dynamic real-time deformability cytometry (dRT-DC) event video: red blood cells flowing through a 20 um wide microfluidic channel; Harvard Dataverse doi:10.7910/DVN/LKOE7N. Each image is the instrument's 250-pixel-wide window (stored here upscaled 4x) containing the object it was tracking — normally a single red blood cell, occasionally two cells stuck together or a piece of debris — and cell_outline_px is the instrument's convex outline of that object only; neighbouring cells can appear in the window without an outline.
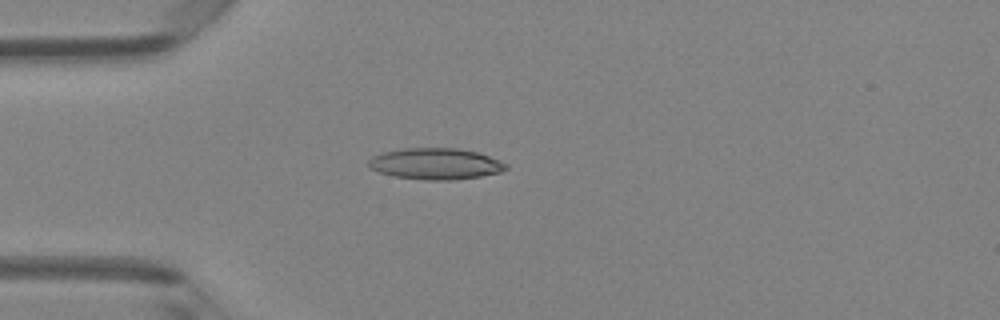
{"species": "Egyptian fruit bat (a non-hibernating species)", "species_latin": "Rousettus aegyptiacus", "temperature_condition": "room temperature", "stored_images_in_passage": 4, "camera_frame_rate_fps": 3000, "um_per_image_px": 0.085, "animal": {"sex": "female"}, "frame": {"image": 1, "passage_image": 4, "time_ms": 1.0, "image_size_px": [1000, 320], "cell_outline_px": [[508, 168], [500, 172], [480, 176], [452, 180], [428, 180], [396, 176], [380, 172], [372, 168], [368, 164], [368, 160], [372, 156], [384, 152], [404, 148], [460, 148], [476, 152], [500, 160], [508, 164]], "centroid_in_image_um": [37.05, 13.91], "position_along_channel_um": 47.9, "area_um2": 24.85}}